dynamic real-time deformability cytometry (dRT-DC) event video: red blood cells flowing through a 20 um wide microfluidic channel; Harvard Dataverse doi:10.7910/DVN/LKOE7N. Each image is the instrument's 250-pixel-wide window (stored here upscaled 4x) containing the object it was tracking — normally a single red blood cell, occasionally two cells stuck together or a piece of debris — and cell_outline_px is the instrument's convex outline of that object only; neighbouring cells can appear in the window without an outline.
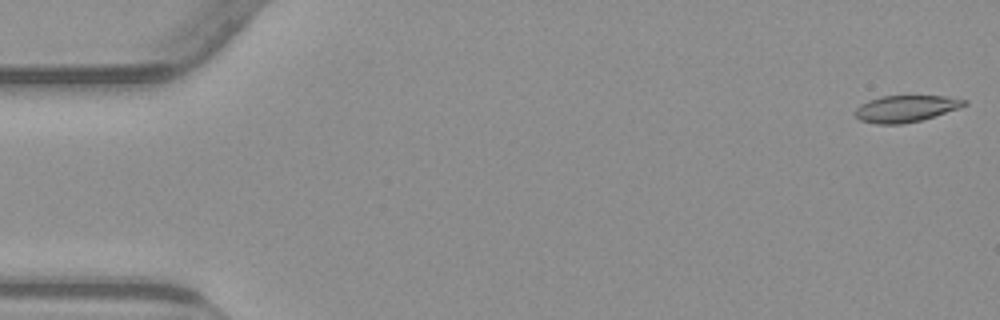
{"species": "common noctule bat (a hibernating species)", "species_latin": "Nyctalus noctula", "temperature_condition": "warm", "stored_images_in_passage": 48, "camera_frame_rate_fps": 3000, "um_per_image_px": 0.085, "animal": {"sex": "male", "body_mass_g": 23.1, "forearm_length_mm": 52.7}, "frame": {"image": 1, "passage_image": 1, "time_ms": 0.0, "image_size_px": [1000, 320], "cell_outline_px": [[968, 104], [920, 120], [904, 124], [876, 124], [860, 120], [856, 116], [856, 108], [860, 104], [868, 100], [880, 96], [944, 96], [968, 100]], "centroid_in_image_um": [76.94, 9.23], "position_along_channel_um": 8.1, "area_um2": 16.7}}
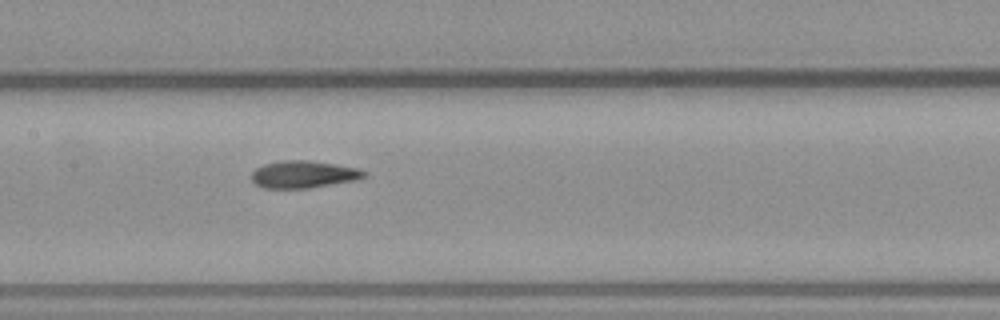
{"frame": {"image": 2, "passage_image": 26, "time_ms": 8.333, "image_size_px": [1000, 320], "cell_outline_px": [[368, 176], [360, 180], [308, 188], [264, 188], [256, 184], [252, 180], [252, 172], [256, 168], [264, 164], [284, 160], [308, 160], [336, 164], [360, 168], [368, 172]], "centroid_in_image_um": [25.89, 14.82], "position_along_channel_um": 181.5, "area_um2": 18.15}}
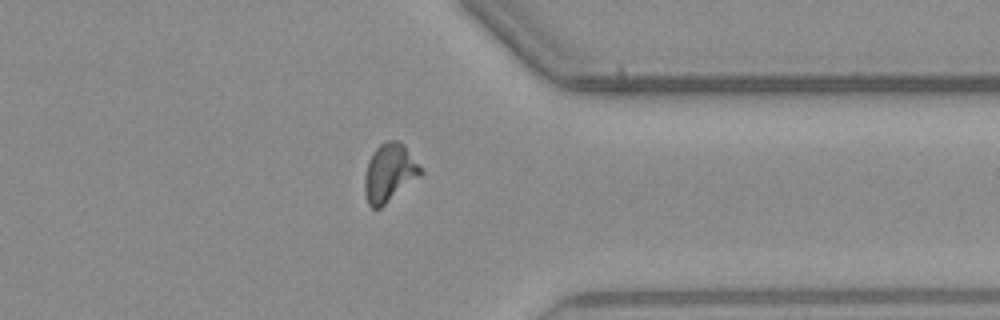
{"frame": {"image": 3, "passage_image": 42, "time_ms": 13.667, "image_size_px": [1000, 320], "cell_outline_px": [[424, 172], [420, 176], [380, 208], [372, 208], [368, 204], [364, 192], [364, 176], [368, 160], [372, 152], [384, 140], [396, 140], [404, 144]], "centroid_in_image_um": [33.08, 14.67], "position_along_channel_um": 378.3, "area_um2": 19.02}, "authors_computed_cell_mechanics": {"area_um2": 17.8024, "velocity_mm_per_s": 3.8367, "shape_relaxation_time_tau1_ms": 9.3463, "shape_relaxation_time_tau2_ms": 2.0424, "deformation_change_tau1": 0.2433, "deformation_change_tau2": 0.0916}}